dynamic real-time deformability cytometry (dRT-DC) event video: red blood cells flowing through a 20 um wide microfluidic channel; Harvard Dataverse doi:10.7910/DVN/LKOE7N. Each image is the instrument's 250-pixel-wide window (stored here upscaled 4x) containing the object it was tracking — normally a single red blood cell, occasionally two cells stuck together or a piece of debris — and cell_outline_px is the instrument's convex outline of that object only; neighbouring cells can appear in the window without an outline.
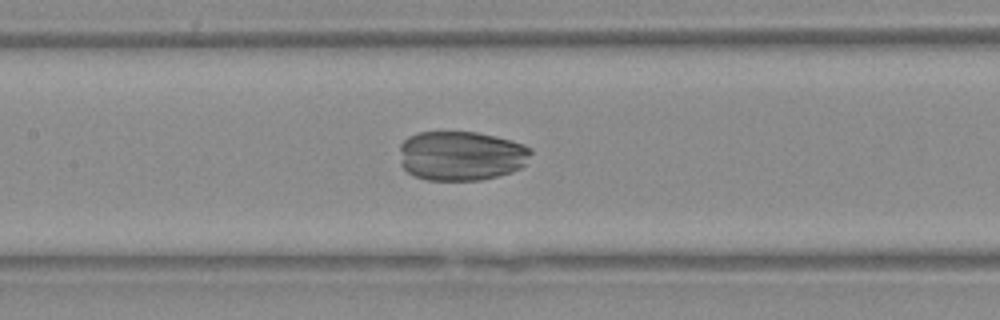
{"species": "Egyptian fruit bat (a non-hibernating species)", "species_latin": "Rousettus aegyptiacus", "temperature_condition": "warm", "stored_images_in_passage": 42, "camera_frame_rate_fps": 3000, "um_per_image_px": 0.085, "animal": {"sex": "female"}, "frame": {"image": 1, "passage_image": 21, "time_ms": 6.667, "image_size_px": [1000, 320], "cell_outline_px": [[532, 152], [524, 164], [520, 168], [512, 172], [480, 180], [428, 180], [412, 176], [400, 164], [400, 144], [408, 136], [420, 132], [476, 132], [496, 136], [512, 140], [524, 144], [532, 148]], "centroid_in_image_um": [39.19, 13.24], "position_along_channel_um": 168.2, "area_um2": 38.21}}
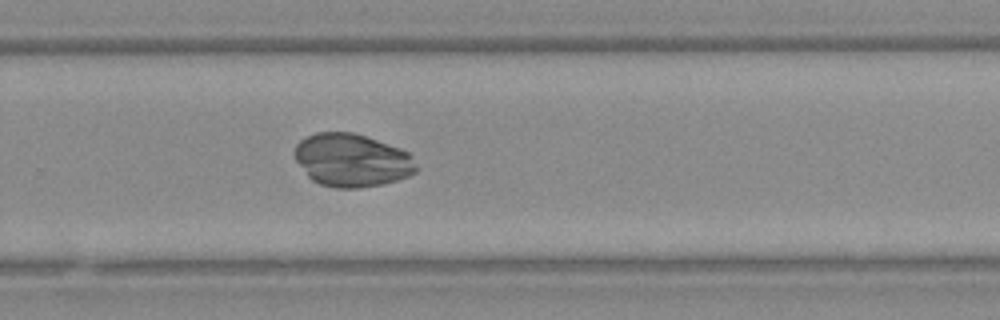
{"frame": {"image": 2, "passage_image": 29, "time_ms": 9.333, "image_size_px": [1000, 320], "cell_outline_px": [[416, 172], [408, 176], [384, 184], [356, 188], [336, 188], [320, 184], [312, 180], [308, 176], [296, 160], [296, 144], [300, 140], [316, 132], [352, 132], [400, 148], [408, 152], [412, 156], [416, 168]], "centroid_in_image_um": [29.91, 13.62], "position_along_channel_um": 299.9, "area_um2": 37.28}}
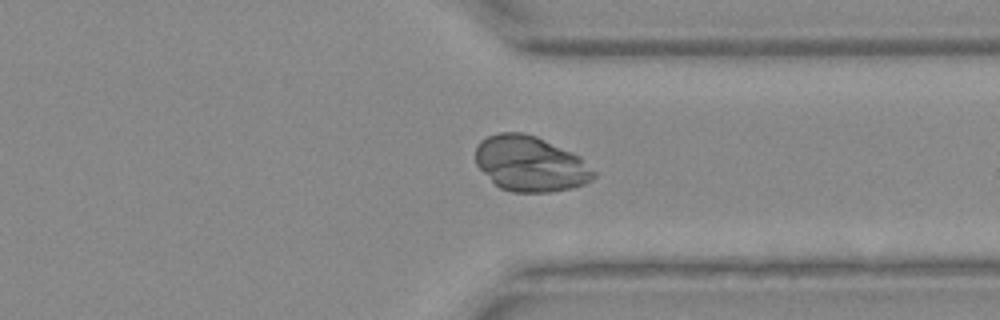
{"frame": {"image": 3, "passage_image": 33, "time_ms": 10.667, "image_size_px": [1000, 320], "cell_outline_px": [[596, 176], [592, 180], [584, 184], [572, 188], [548, 192], [512, 192], [500, 188], [476, 164], [476, 144], [480, 140], [488, 136], [500, 132], [524, 132], [536, 136], [580, 156], [596, 172]], "centroid_in_image_um": [45.09, 13.91], "position_along_channel_um": 366.3, "area_um2": 38.09}}